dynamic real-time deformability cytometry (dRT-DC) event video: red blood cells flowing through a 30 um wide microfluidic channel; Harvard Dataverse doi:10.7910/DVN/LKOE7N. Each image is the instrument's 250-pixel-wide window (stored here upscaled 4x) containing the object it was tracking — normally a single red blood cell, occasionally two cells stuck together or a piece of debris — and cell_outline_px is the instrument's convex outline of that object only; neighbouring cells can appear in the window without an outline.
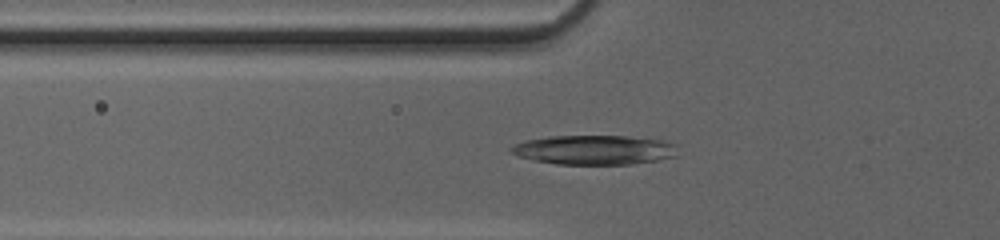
{"species": "common noctule bat (a hibernating species)", "species_latin": "Nyctalus noctula", "temperature_condition": "cold", "stored_images_in_passage": 49, "camera_frame_rate_fps": 3000, "um_per_image_px": 0.085, "animal": {"sex": "female", "body_mass_g": 20.0, "forearm_length_mm": 54.0}, "frame": {"image": 1, "passage_image": 18, "time_ms": 5.667, "image_size_px": [1000, 240], "cell_outline_px": [[676, 156], [656, 160], [632, 164], [556, 164], [532, 160], [508, 152], [508, 148], [524, 140], [548, 136], [628, 136], [660, 140], [676, 144]], "centroid_in_image_um": [50.46, 12.74], "position_along_channel_um": 75.3, "area_um2": 28.61}}
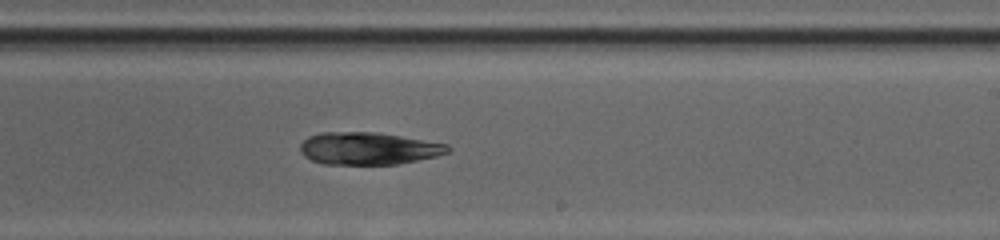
{"frame": {"image": 2, "passage_image": 31, "time_ms": 10.0, "image_size_px": [1000, 240], "cell_outline_px": [[452, 148], [448, 152], [436, 156], [396, 164], [324, 164], [312, 160], [304, 156], [300, 152], [300, 144], [308, 136], [320, 132], [376, 132], [448, 144]], "centroid_in_image_um": [31.28, 12.61], "position_along_channel_um": 257.7, "area_um2": 27.74}}
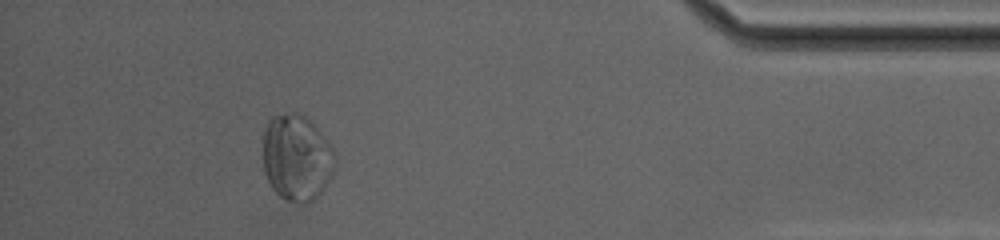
{"frame": {"image": 3, "passage_image": 45, "time_ms": 14.667, "image_size_px": [1000, 240], "cell_outline_px": [[336, 168], [332, 176], [324, 188], [308, 204], [296, 204], [284, 200], [272, 188], [264, 172], [264, 128], [272, 116], [292, 112], [296, 112], [304, 116], [324, 136], [332, 148], [336, 156]], "centroid_in_image_um": [25.23, 13.44], "position_along_channel_um": 410.0, "area_um2": 36.41}, "authors_computed_cell_mechanics": {"area_um2": 28.4376, "velocity_mm_per_s": 4.1895, "shape_relaxation_time_tau1_ms": 3.2878, "shape_relaxation_time_tau2_ms": 1.7502, "deformation_change_tau1": 0.0948, "deformation_change_tau2": 0.062}}